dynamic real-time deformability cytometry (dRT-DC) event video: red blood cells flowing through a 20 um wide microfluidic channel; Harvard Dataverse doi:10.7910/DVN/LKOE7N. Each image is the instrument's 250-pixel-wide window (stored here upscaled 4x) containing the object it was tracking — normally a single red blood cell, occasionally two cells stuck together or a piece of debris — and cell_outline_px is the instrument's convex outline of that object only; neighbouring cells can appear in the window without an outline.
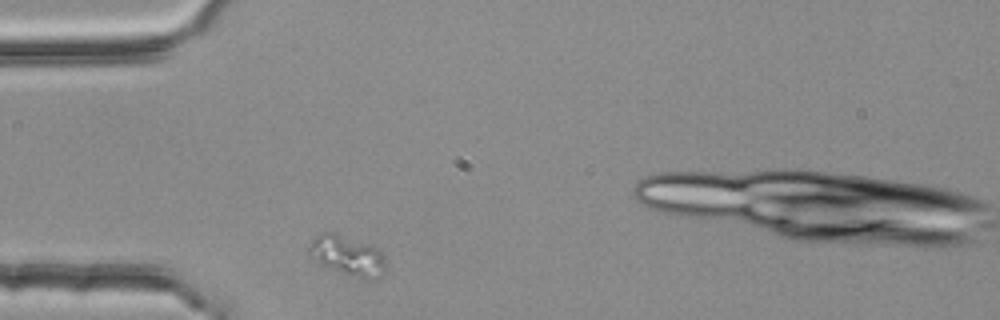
{"species": "common noctule bat (a hibernating species)", "species_latin": "Nyctalus noctula", "temperature_condition": "room temperature", "stored_images_in_passage": 2, "camera_frame_rate_fps": 3000, "um_per_image_px": 0.085, "animal": {"sex": "female", "body_mass_g": 25.1}, "frame": {"image": 1, "passage_image": 1, "time_ms": 0.0, "image_size_px": [1000, 320], "cell_outline_px": [[384, 272], [380, 276], [360, 280], [320, 264], [308, 256], [308, 244], [320, 232], [332, 232], [380, 248], [384, 256]], "centroid_in_image_um": [29.5, 21.73], "position_along_channel_um": 55.5, "area_um2": 17.98}}